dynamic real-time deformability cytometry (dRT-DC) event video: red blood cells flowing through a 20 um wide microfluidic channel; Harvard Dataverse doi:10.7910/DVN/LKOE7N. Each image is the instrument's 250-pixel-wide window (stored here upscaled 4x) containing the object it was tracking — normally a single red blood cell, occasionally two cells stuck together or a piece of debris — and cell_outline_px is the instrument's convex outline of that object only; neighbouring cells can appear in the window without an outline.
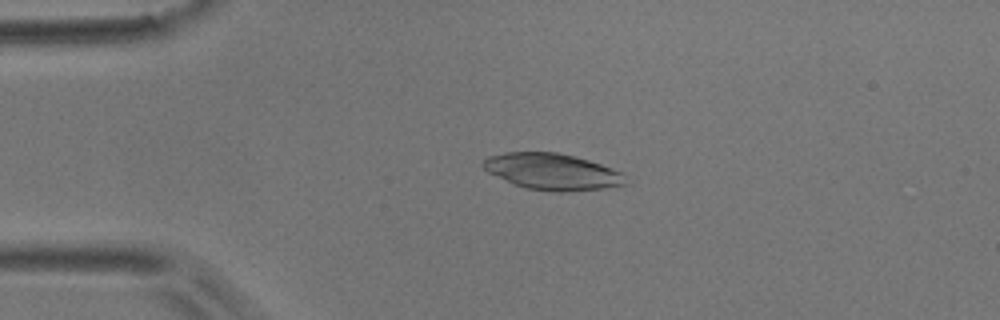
{"species": "common noctule bat (a hibernating species)", "species_latin": "Nyctalus noctula", "temperature_condition": "room temperature", "stored_images_in_passage": 6, "camera_frame_rate_fps": 3000, "um_per_image_px": 0.085, "animal": {"sex": "male", "body_mass_g": 17.9}, "frame": {"image": 1, "passage_image": 4, "time_ms": 3.333, "image_size_px": [1000, 320], "cell_outline_px": [[628, 184], [604, 188], [568, 192], [556, 192], [528, 188], [516, 184], [488, 172], [480, 164], [488, 156], [504, 152], [556, 152], [588, 160], [624, 172]], "centroid_in_image_um": [46.98, 14.59], "position_along_channel_um": 38.0, "area_um2": 30.06}}